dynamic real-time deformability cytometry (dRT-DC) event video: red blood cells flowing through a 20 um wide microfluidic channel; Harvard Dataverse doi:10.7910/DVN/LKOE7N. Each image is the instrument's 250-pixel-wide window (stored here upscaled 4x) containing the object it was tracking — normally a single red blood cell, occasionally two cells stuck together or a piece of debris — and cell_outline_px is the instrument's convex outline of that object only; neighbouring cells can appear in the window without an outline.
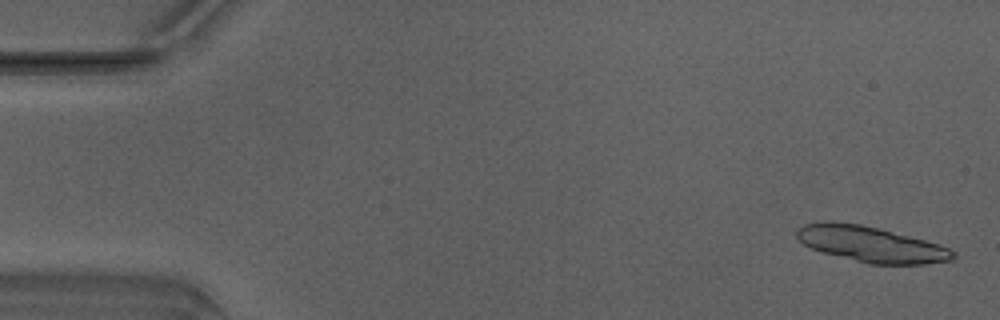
{"species": "Egyptian fruit bat (a non-hibernating species)", "species_latin": "Rousettus aegyptiacus", "temperature_condition": "warm", "stored_images_in_passage": 50, "camera_frame_rate_fps": 3000, "um_per_image_px": 0.085, "animal": {"sex": "male"}, "frame": {"image": 1, "passage_image": 2, "time_ms": 0.333, "image_size_px": [1000, 320], "cell_outline_px": [[956, 256], [952, 260], [924, 264], [868, 264], [820, 252], [804, 244], [796, 236], [796, 228], [804, 224], [824, 220], [832, 220], [860, 224], [940, 244], [956, 252]], "centroid_in_image_um": [73.99, 20.75], "position_along_channel_um": 11.0, "area_um2": 32.6}}
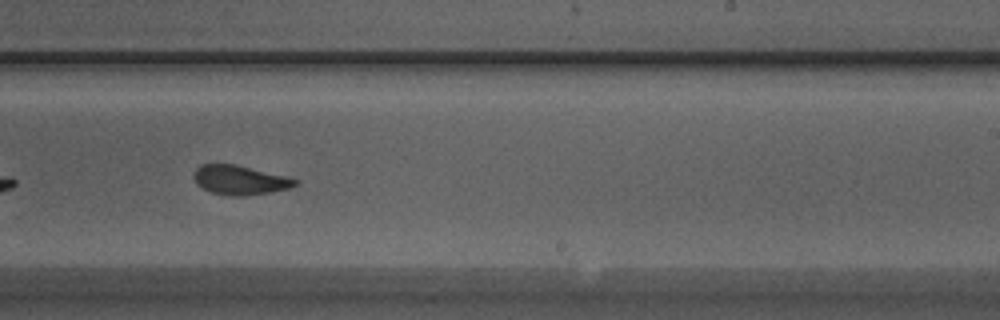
{"frame": {"image": 2, "passage_image": 31, "time_ms": 10.0, "image_size_px": [1000, 320], "cell_outline_px": [[300, 180], [296, 184], [288, 188], [268, 192], [244, 196], [232, 196], [212, 192], [196, 184], [192, 176], [192, 172], [200, 164], [236, 164], [288, 176]], "centroid_in_image_um": [20.36, 15.28], "position_along_channel_um": 268.6, "area_um2": 17.4}}
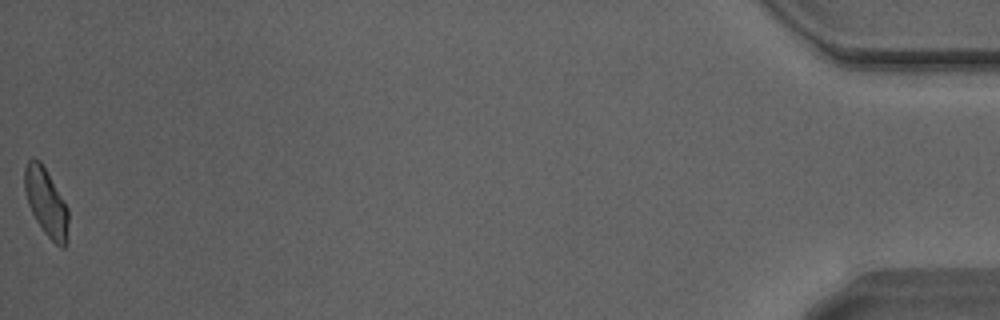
{"frame": {"image": 3, "passage_image": 50, "time_ms": 16.333, "image_size_px": [1000, 320], "cell_outline_px": [[68, 244], [64, 248], [60, 248], [44, 232], [36, 220], [28, 204], [24, 188], [24, 168], [28, 160], [32, 156], [40, 160], [68, 208]], "centroid_in_image_um": [3.92, 17.21], "position_along_channel_um": 431.3, "area_um2": 17.34}, "authors_computed_cell_mechanics": {"area_um2": 18.3515, "velocity_mm_per_s": 4.1749, "shape_relaxation_time_tau1_ms": 3.8359, "shape_relaxation_time_tau2_ms": 1.9851, "deformation_change_tau1": 0.1527, "deformation_change_tau2": 0.0996}}